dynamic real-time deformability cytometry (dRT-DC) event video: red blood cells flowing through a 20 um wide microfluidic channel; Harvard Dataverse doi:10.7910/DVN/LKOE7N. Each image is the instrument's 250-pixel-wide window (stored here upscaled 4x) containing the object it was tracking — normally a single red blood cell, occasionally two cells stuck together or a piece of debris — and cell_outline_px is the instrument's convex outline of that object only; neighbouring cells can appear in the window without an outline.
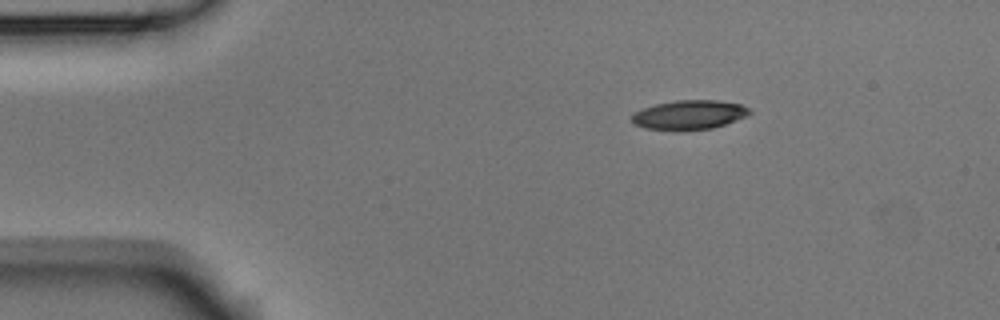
{"species": "Egyptian fruit bat (a non-hibernating species)", "species_latin": "Rousettus aegyptiacus", "temperature_condition": "room temperature", "stored_images_in_passage": 3, "camera_frame_rate_fps": 3000, "um_per_image_px": 0.085, "animal": {"sex": "male"}, "frame": {"image": 1, "passage_image": 1, "time_ms": 0.0, "image_size_px": [1000, 320], "cell_outline_px": [[752, 112], [744, 116], [724, 124], [712, 128], [644, 128], [636, 124], [632, 120], [632, 112], [640, 108], [652, 104], [676, 100], [716, 100], [740, 104], [752, 108]], "centroid_in_image_um": [58.56, 9.7], "position_along_channel_um": 26.4, "area_um2": 19.54}}